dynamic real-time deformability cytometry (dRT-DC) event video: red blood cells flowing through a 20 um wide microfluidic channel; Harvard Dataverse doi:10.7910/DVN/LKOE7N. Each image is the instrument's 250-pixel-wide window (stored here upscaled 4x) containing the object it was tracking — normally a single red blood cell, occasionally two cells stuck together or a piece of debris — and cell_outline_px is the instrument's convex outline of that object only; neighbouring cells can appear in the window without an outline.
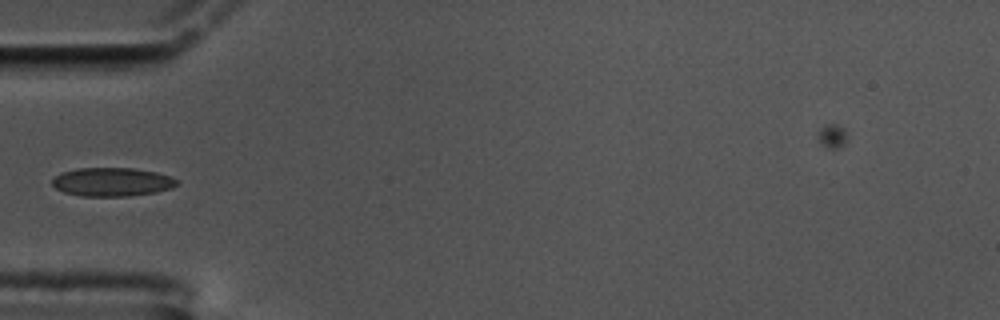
{"species": "common noctule bat (a hibernating species)", "species_latin": "Nyctalus noctula", "temperature_condition": "cold", "stored_images_in_passage": 41, "camera_frame_rate_fps": 3000, "um_per_image_px": 0.085, "animal": {"sex": "male", "body_mass_g": 17.5, "forearm_length_mm": 52.3}, "frame": {"image": 1, "passage_image": 1, "time_ms": 0.0, "image_size_px": [1000, 320], "cell_outline_px": [[180, 184], [172, 188], [156, 192], [128, 196], [80, 196], [64, 192], [56, 188], [52, 184], [52, 180], [60, 172], [76, 168], [132, 168], [156, 172], [172, 176]], "centroid_in_image_um": [9.54, 15.46], "position_along_channel_um": 75.5, "area_um2": 20.92}}
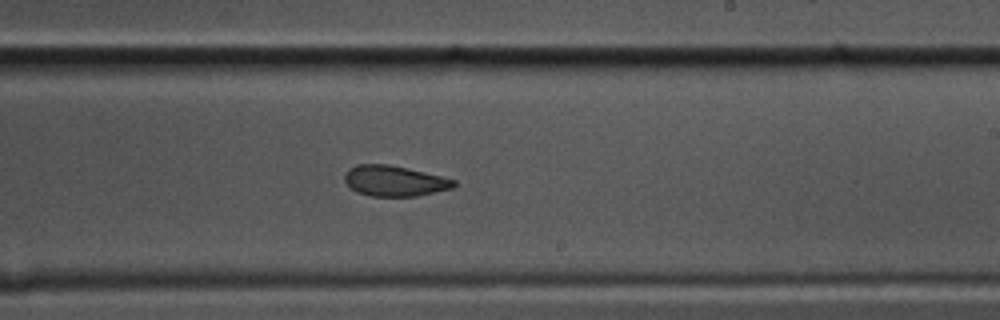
{"frame": {"image": 2, "passage_image": 17, "time_ms": 5.333, "image_size_px": [1000, 320], "cell_outline_px": [[456, 184], [452, 188], [416, 196], [368, 196], [356, 192], [344, 180], [344, 172], [348, 168], [356, 164], [388, 164], [424, 172], [456, 180]], "centroid_in_image_um": [33.48, 15.37], "position_along_channel_um": 255.5, "area_um2": 19.42}}
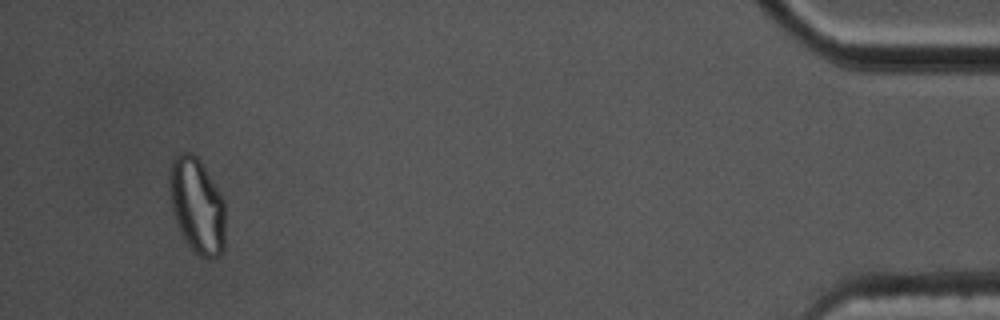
{"frame": {"image": 3, "passage_image": 38, "time_ms": 12.333, "image_size_px": [1000, 320], "cell_outline_px": [[224, 248], [220, 256], [212, 260], [208, 260], [196, 256], [180, 232], [172, 208], [168, 192], [168, 168], [172, 156], [180, 152], [192, 152], [200, 160], [224, 200]], "centroid_in_image_um": [16.71, 17.48], "position_along_channel_um": 418.5, "area_um2": 31.79}}